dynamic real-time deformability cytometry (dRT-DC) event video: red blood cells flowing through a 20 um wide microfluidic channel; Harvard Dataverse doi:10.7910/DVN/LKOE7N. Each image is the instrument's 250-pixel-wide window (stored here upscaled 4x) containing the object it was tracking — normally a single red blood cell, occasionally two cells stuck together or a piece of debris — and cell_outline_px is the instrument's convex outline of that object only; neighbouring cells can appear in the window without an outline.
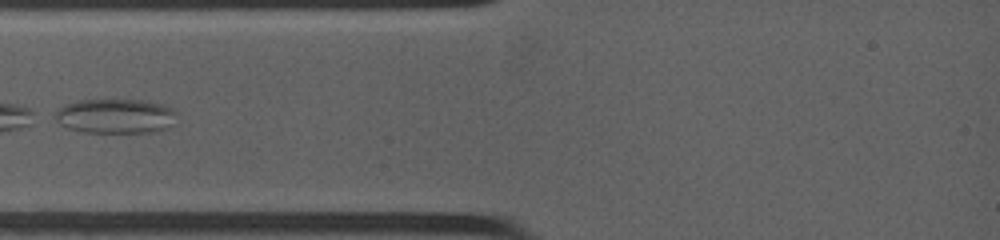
{"species": "common noctule bat (a hibernating species)", "species_latin": "Nyctalus noctula", "temperature_condition": "warm", "stored_images_in_passage": 6, "camera_frame_rate_fps": 4500, "um_per_image_px": 0.085, "animal": {"sex": "female", "body_mass_g": 19.0, "forearm_length_mm": 53.3}, "frame": {"image": 1, "passage_image": 1, "time_ms": 0.0, "image_size_px": [1000, 240], "cell_outline_px": [[176, 112], [168, 128], [160, 132], [84, 132], [68, 128], [60, 124], [56, 120], [56, 112], [60, 108], [68, 104], [80, 100], [144, 100], [160, 104], [172, 108]], "centroid_in_image_um": [9.83, 9.88], "position_along_channel_um": 75.2, "area_um2": 24.22}}